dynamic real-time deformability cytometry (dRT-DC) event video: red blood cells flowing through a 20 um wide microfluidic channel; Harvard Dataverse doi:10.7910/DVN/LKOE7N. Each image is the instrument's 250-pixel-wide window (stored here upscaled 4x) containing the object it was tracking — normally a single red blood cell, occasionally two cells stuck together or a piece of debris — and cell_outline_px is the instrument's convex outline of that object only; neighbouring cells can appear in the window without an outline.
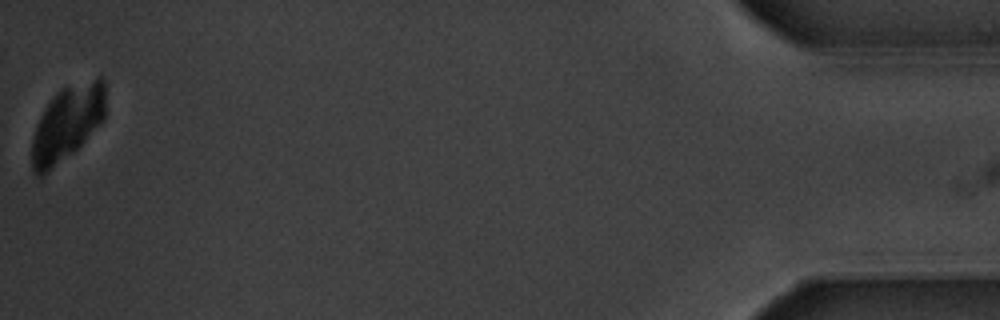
{"species": "common noctule bat (a hibernating species)", "species_latin": "Nyctalus noctula", "temperature_condition": "warm", "stored_images_in_passage": 41, "camera_frame_rate_fps": 3000, "um_per_image_px": 0.085, "animal": {"sex": "male", "body_mass_g": 20.1, "forearm_length_mm": 53.5}, "frame": {"image": 1, "passage_image": 41, "time_ms": 13.333, "image_size_px": [1000, 320], "cell_outline_px": [[104, 120], [72, 152], [40, 176], [36, 176], [32, 172], [32, 140], [36, 124], [44, 108], [56, 92], [60, 88], [96, 76], [104, 76]], "centroid_in_image_um": [5.71, 10.4], "position_along_channel_um": 429.5, "area_um2": 31.96}}